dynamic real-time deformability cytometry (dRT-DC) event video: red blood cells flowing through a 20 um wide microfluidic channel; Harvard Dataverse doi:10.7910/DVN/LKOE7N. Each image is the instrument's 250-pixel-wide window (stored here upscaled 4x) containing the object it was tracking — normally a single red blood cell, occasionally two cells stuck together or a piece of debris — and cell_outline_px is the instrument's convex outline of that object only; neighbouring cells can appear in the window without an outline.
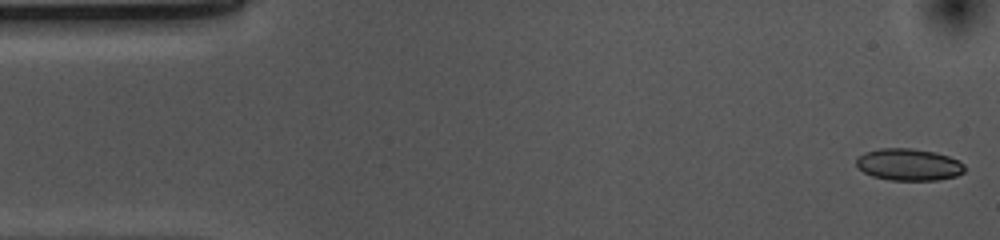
{"species": "common noctule bat (a hibernating species)", "species_latin": "Nyctalus noctula", "temperature_condition": "cold", "stored_images_in_passage": 13, "camera_frame_rate_fps": 3000, "um_per_image_px": 0.085, "animal": {"sex": "female", "body_mass_g": 10.0, "forearm_length_mm": 53.1}, "frame": {"image": 1, "passage_image": 1, "time_ms": 0.0, "image_size_px": [1000, 240], "cell_outline_px": [[964, 172], [956, 176], [936, 180], [888, 180], [872, 176], [864, 172], [856, 164], [856, 160], [864, 152], [880, 148], [912, 148], [936, 152], [960, 160], [964, 164]], "centroid_in_image_um": [77.26, 13.98], "position_along_channel_um": 7.7, "area_um2": 20.23}}
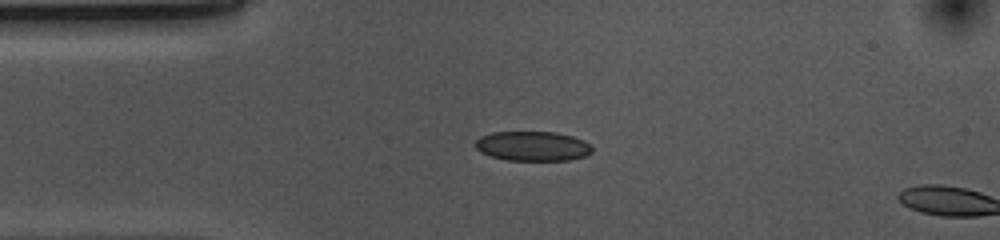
{"frame": {"image": 2, "passage_image": 11, "time_ms": 3.333, "image_size_px": [1000, 240], "cell_outline_px": [[592, 152], [584, 156], [568, 160], [508, 160], [492, 156], [480, 152], [476, 148], [476, 140], [480, 136], [492, 132], [556, 132], [572, 136], [584, 140], [592, 148]], "centroid_in_image_um": [45.27, 12.41], "position_along_channel_um": 39.7, "area_um2": 20.06}}